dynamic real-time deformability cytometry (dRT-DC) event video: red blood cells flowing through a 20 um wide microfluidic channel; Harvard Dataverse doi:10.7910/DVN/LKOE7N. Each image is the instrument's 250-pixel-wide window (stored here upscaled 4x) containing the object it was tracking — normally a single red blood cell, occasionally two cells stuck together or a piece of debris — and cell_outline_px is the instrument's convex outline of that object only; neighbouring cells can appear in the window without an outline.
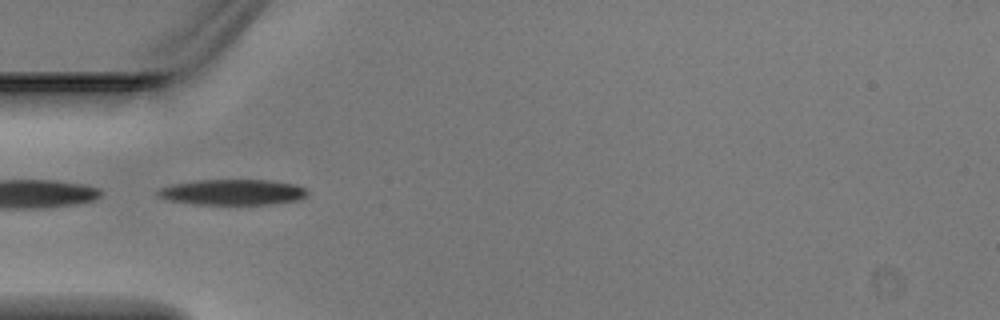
{"species": "Egyptian fruit bat (a non-hibernating species)", "species_latin": "Rousettus aegyptiacus", "temperature_condition": "warm", "stored_images_in_passage": 4, "camera_frame_rate_fps": 3000, "um_per_image_px": 0.085, "animal": {"sex": "male"}, "frame": {"image": 1, "passage_image": 4, "time_ms": 1.0, "image_size_px": [1000, 320], "cell_outline_px": [[308, 196], [300, 200], [272, 204], [196, 204], [168, 200], [156, 196], [156, 192], [160, 188], [172, 184], [196, 180], [272, 180], [296, 184], [308, 188]], "centroid_in_image_um": [19.82, 16.33], "position_along_channel_um": 65.2, "area_um2": 22.66}}